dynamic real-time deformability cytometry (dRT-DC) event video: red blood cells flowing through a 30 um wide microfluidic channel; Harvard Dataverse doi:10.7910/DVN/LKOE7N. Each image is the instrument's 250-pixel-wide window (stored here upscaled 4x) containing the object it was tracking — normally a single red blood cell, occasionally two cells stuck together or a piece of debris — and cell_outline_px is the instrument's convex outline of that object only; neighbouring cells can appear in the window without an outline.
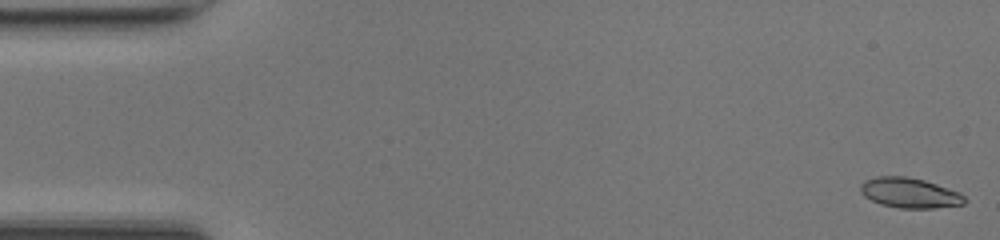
{"species": "common noctule bat (a hibernating species)", "species_latin": "Nyctalus noctula", "temperature_condition": "room temperature", "stored_images_in_passage": 39, "camera_frame_rate_fps": 3000, "um_per_image_px": 0.085, "animal": {"sex": "female", "body_mass_g": 17.0, "forearm_length_mm": 48.0}, "frame": {"image": 1, "passage_image": 1, "time_ms": 0.0, "image_size_px": [1000, 240], "cell_outline_px": [[968, 200], [964, 204], [936, 208], [900, 208], [880, 204], [864, 196], [860, 192], [860, 184], [864, 180], [876, 176], [904, 176], [924, 180], [960, 192]], "centroid_in_image_um": [77.32, 16.39], "position_along_channel_um": 7.7, "area_um2": 18.38}}
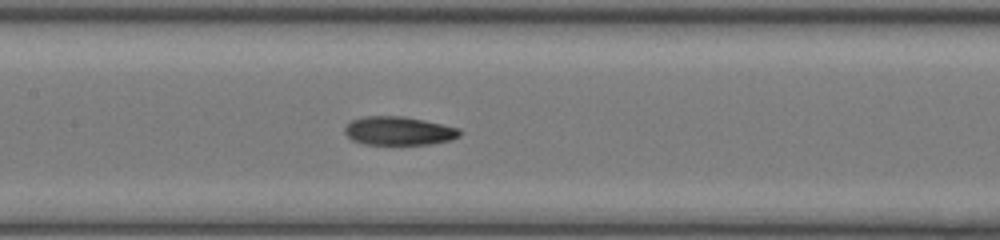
{"frame": {"image": 2, "passage_image": 23, "time_ms": 7.333, "image_size_px": [1000, 240], "cell_outline_px": [[460, 136], [452, 140], [432, 144], [364, 144], [352, 140], [344, 132], [344, 128], [352, 120], [364, 116], [404, 116], [424, 120], [460, 128]], "centroid_in_image_um": [33.91, 11.12], "position_along_channel_um": 173.5, "area_um2": 19.19}}
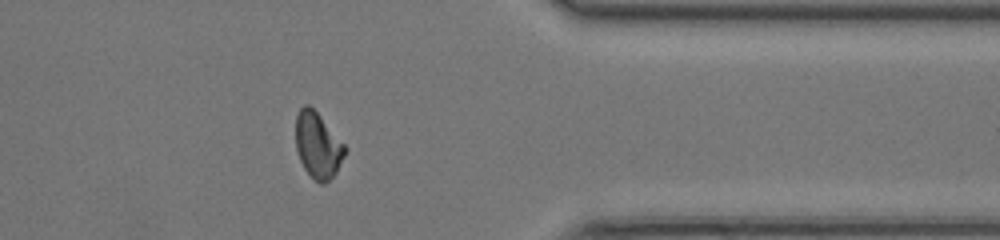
{"frame": {"image": 3, "passage_image": 39, "time_ms": 12.667, "image_size_px": [1000, 240], "cell_outline_px": [[348, 148], [336, 172], [324, 184], [320, 184], [304, 168], [300, 160], [296, 148], [296, 116], [300, 108], [304, 104], [308, 104], [320, 116]], "centroid_in_image_um": [27.01, 12.34], "position_along_channel_um": 384.4, "area_um2": 18.61}, "authors_computed_cell_mechanics": {"area_um2": 18.8428, "velocity_mm_per_s": 4.2591, "shape_relaxation_time_tau1_ms": null, "shape_relaxation_time_tau2_ms": 2.9171, "deformation_change_tau1": null, "deformation_change_tau2": 0.0914}}